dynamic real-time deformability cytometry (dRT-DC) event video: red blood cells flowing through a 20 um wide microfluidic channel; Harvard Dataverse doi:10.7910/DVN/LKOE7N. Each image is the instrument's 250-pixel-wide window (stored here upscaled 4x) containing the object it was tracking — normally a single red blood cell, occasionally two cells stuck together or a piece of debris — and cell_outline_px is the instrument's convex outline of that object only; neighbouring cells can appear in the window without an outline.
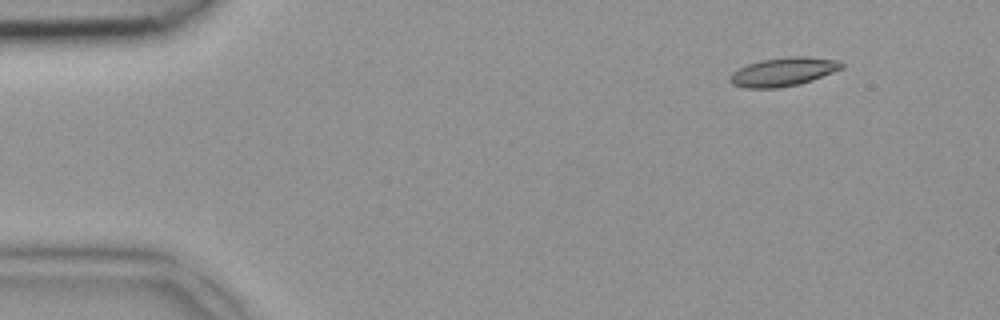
{"species": "common noctule bat (a hibernating species)", "species_latin": "Nyctalus noctula", "temperature_condition": "room temperature", "stored_images_in_passage": 4, "camera_frame_rate_fps": 3000, "um_per_image_px": 0.085, "animal": {"sex": "female", "body_mass_g": 18.4}, "frame": {"image": 1, "passage_image": 1, "time_ms": 0.0, "image_size_px": [1000, 320], "cell_outline_px": [[844, 68], [812, 80], [800, 84], [780, 88], [744, 88], [732, 84], [728, 80], [732, 72], [748, 64], [760, 60], [788, 56], [804, 56], [840, 60], [844, 64]], "centroid_in_image_um": [66.59, 6.1], "position_along_channel_um": 18.4, "area_um2": 18.84}}
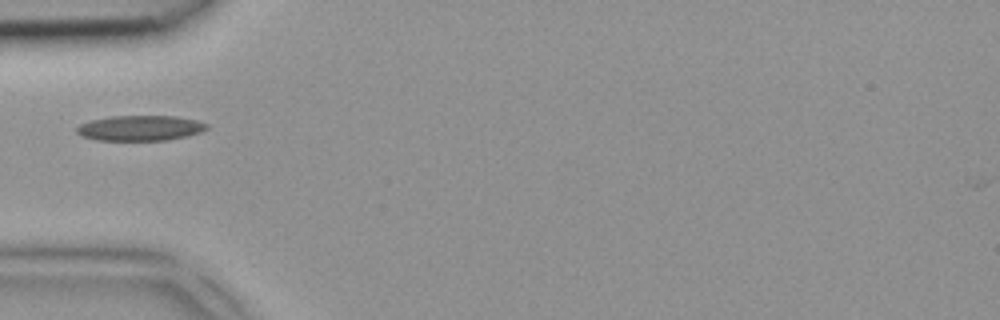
{"frame": {"image": 2, "passage_image": 4, "time_ms": 1.0, "image_size_px": [1000, 320], "cell_outline_px": [[208, 128], [200, 132], [188, 136], [168, 140], [96, 140], [80, 136], [76, 132], [76, 128], [80, 124], [92, 120], [112, 116], [176, 116], [196, 120], [208, 124]], "centroid_in_image_um": [11.91, 10.89], "position_along_channel_um": 73.1, "area_um2": 19.19}}